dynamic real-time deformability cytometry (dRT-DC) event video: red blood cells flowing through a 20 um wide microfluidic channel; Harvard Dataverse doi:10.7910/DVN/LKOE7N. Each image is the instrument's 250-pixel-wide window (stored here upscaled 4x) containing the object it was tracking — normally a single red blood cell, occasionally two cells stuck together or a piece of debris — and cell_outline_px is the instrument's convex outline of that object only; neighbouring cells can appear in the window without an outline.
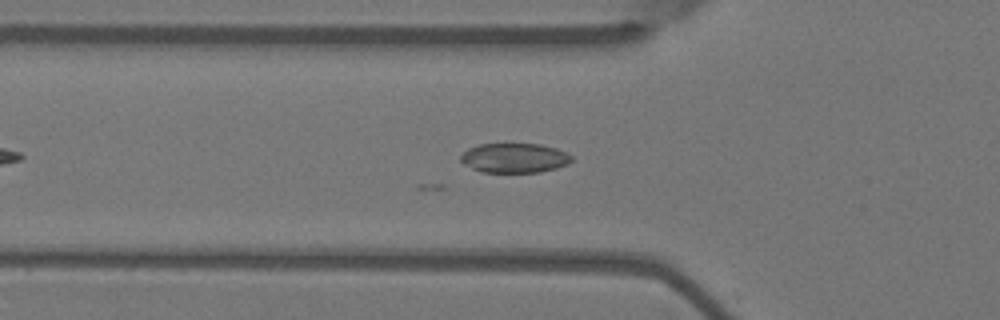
{"species": "Egyptian fruit bat (a non-hibernating species)", "species_latin": "Rousettus aegyptiacus", "temperature_condition": "warm", "stored_images_in_passage": 36, "camera_frame_rate_fps": 3000, "um_per_image_px": 0.085, "animal": {"sex": "female"}, "frame": {"image": 1, "passage_image": 10, "time_ms": 3.0, "image_size_px": [1000, 320], "cell_outline_px": [[572, 160], [568, 164], [556, 168], [540, 172], [484, 172], [472, 168], [464, 164], [460, 160], [460, 156], [468, 148], [480, 144], [540, 144], [556, 148], [572, 156]], "centroid_in_image_um": [43.72, 13.42], "position_along_channel_um": 82.1, "area_um2": 19.02}}
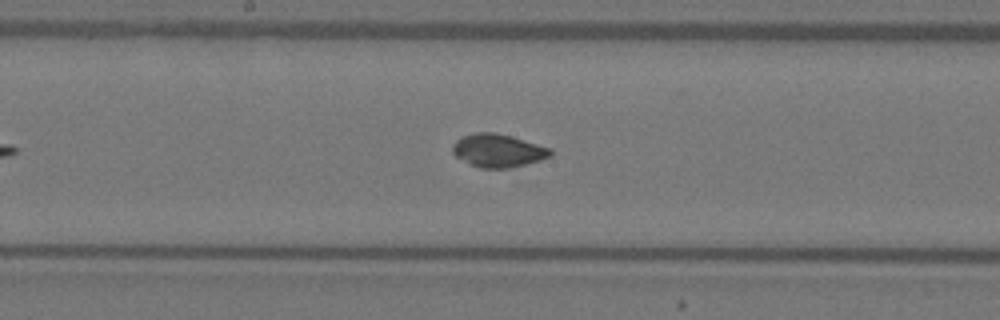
{"frame": {"image": 2, "passage_image": 20, "time_ms": 6.333, "image_size_px": [1000, 320], "cell_outline_px": [[552, 156], [540, 160], [508, 168], [480, 168], [468, 164], [456, 156], [452, 152], [452, 144], [456, 140], [464, 136], [476, 132], [492, 132], [512, 136], [552, 148]], "centroid_in_image_um": [42.33, 12.8], "position_along_channel_um": 205.9, "area_um2": 18.96}}
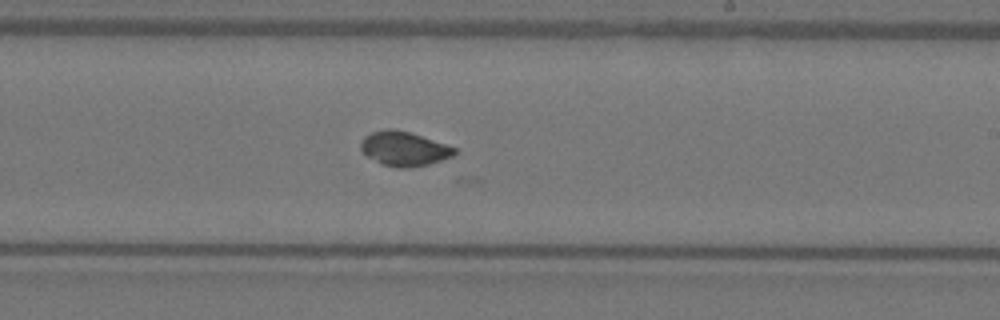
{"frame": {"image": 3, "passage_image": 24, "time_ms": 7.667, "image_size_px": [1000, 320], "cell_outline_px": [[456, 152], [452, 156], [428, 164], [408, 168], [396, 168], [380, 164], [368, 156], [360, 148], [360, 144], [364, 136], [372, 132], [388, 128], [392, 128], [408, 132], [456, 148]], "centroid_in_image_um": [34.3, 12.65], "position_along_channel_um": 254.7, "area_um2": 18.5}}